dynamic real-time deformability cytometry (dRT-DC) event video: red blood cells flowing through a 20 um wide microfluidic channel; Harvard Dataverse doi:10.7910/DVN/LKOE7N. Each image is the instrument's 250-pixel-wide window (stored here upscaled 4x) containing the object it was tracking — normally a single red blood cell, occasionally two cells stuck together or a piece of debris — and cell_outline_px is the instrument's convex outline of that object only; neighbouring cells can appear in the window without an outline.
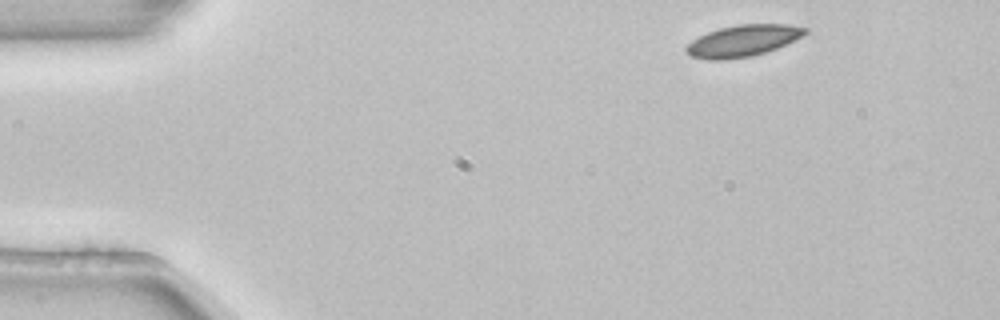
{"species": "common noctule bat (a hibernating species)", "species_latin": "Nyctalus noctula", "temperature_condition": "room temperature", "stored_images_in_passage": 3, "camera_frame_rate_fps": 3000, "um_per_image_px": 0.085, "animal": {"sex": "female", "body_mass_g": 22.7, "forearm_length_mm": 54.2}, "frame": {"image": 1, "passage_image": 1, "time_ms": 0.0, "image_size_px": [1000, 320], "cell_outline_px": [[808, 32], [776, 48], [752, 56], [724, 60], [708, 60], [692, 56], [684, 48], [692, 40], [708, 32], [720, 28], [736, 24], [788, 24], [808, 28]], "centroid_in_image_um": [63.12, 3.46], "position_along_channel_um": 21.9, "area_um2": 21.56}}